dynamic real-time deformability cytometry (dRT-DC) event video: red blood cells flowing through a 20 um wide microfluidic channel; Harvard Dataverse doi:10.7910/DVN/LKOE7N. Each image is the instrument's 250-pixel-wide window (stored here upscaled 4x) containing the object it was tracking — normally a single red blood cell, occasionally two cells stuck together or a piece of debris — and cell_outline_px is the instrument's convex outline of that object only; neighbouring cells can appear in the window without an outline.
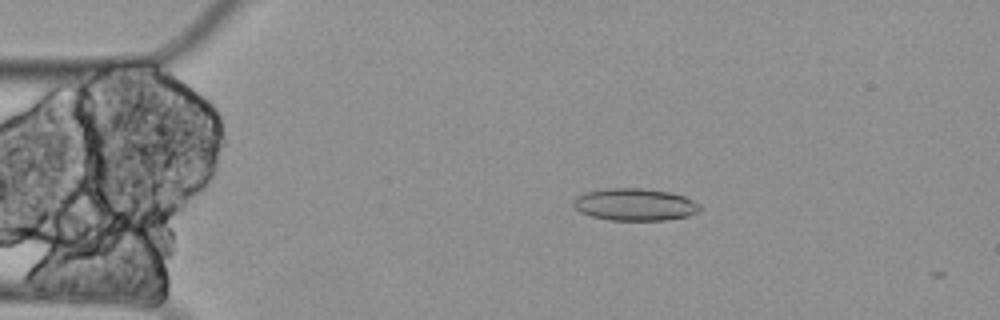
{"species": "Egyptian fruit bat (a non-hibernating species)", "species_latin": "Rousettus aegyptiacus", "temperature_condition": "cold", "stored_images_in_passage": 3, "camera_frame_rate_fps": 3000, "um_per_image_px": 0.085, "animal": {"sex": "female"}, "frame": {"image": 1, "passage_image": 2, "time_ms": 0.333, "image_size_px": [1000, 320], "cell_outline_px": [[700, 208], [696, 212], [688, 216], [664, 220], [608, 220], [592, 216], [580, 212], [572, 204], [572, 200], [576, 196], [584, 192], [604, 188], [644, 188], [668, 192], [684, 196], [700, 204]], "centroid_in_image_um": [53.92, 17.38], "position_along_channel_um": 31.1, "area_um2": 23.81}}